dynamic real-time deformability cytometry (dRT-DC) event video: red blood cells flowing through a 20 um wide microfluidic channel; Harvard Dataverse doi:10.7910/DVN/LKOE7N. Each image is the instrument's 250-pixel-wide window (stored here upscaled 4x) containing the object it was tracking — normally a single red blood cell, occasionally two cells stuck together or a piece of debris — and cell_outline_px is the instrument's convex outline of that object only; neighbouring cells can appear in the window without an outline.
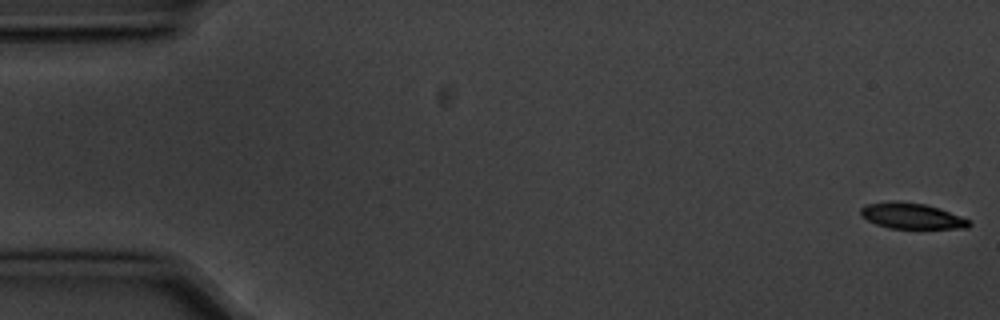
{"species": "common noctule bat (a hibernating species)", "species_latin": "Nyctalus noctula", "temperature_condition": "cold", "stored_images_in_passage": 10, "camera_frame_rate_fps": 3000, "um_per_image_px": 0.085, "animal": {"sex": "male", "body_mass_g": 20.1, "forearm_length_mm": 53.5}, "frame": {"image": 1, "passage_image": 1, "time_ms": 0.0, "image_size_px": [1000, 320], "cell_outline_px": [[972, 224], [968, 228], [888, 228], [876, 224], [868, 220], [860, 212], [860, 208], [868, 204], [892, 200], [896, 200], [924, 204], [940, 208], [968, 220]], "centroid_in_image_um": [77.48, 18.34], "position_along_channel_um": 7.5, "area_um2": 16.13}}
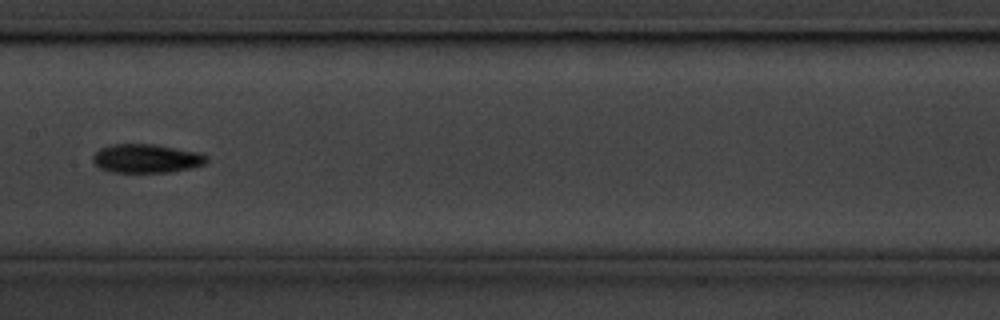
{"frame": {"image": 2, "passage_image": 9, "time_ms": 2.667, "image_size_px": [1000, 320], "cell_outline_px": [[208, 160], [204, 164], [192, 168], [172, 172], [112, 172], [100, 168], [92, 160], [92, 156], [100, 148], [112, 144], [152, 144], [200, 152], [208, 156]], "centroid_in_image_um": [12.47, 13.47], "position_along_channel_um": 194.9, "area_um2": 19.13}}
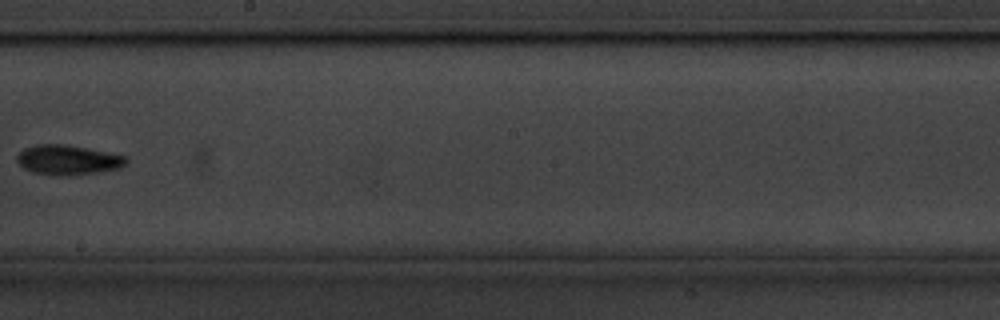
{"frame": {"image": 3, "passage_image": 10, "time_ms": 3.0, "image_size_px": [1000, 320], "cell_outline_px": [[128, 164], [120, 168], [100, 172], [72, 176], [56, 176], [32, 172], [24, 168], [16, 160], [16, 156], [24, 148], [36, 144], [64, 144], [88, 148], [128, 156]], "centroid_in_image_um": [5.81, 13.6], "position_along_channel_um": 242.4, "area_um2": 19.36}}